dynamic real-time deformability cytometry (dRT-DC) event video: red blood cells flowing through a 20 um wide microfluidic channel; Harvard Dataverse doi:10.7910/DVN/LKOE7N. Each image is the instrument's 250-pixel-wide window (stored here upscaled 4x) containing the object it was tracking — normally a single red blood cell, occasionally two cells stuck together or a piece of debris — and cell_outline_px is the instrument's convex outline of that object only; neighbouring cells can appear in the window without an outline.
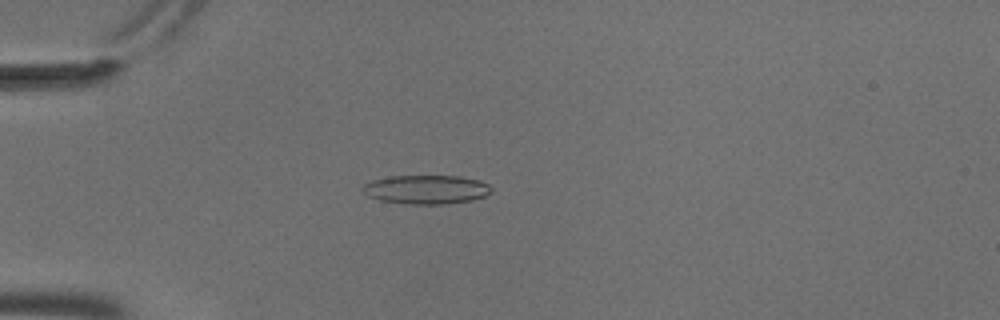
{"species": "common noctule bat (a hibernating species)", "species_latin": "Nyctalus noctula", "temperature_condition": "cold", "stored_images_in_passage": 55, "camera_frame_rate_fps": 3000, "um_per_image_px": 0.085, "animal": {"sex": "male", "body_mass_g": 18.8}, "frame": {"image": 1, "passage_image": 16, "time_ms": 5.0, "image_size_px": [1000, 320], "cell_outline_px": [[492, 192], [484, 196], [472, 200], [448, 204], [408, 204], [380, 200], [368, 196], [360, 188], [364, 184], [372, 180], [388, 176], [460, 176], [480, 180], [488, 184], [492, 188]], "centroid_in_image_um": [36.24, 16.1], "position_along_channel_um": 48.8, "area_um2": 21.85}}
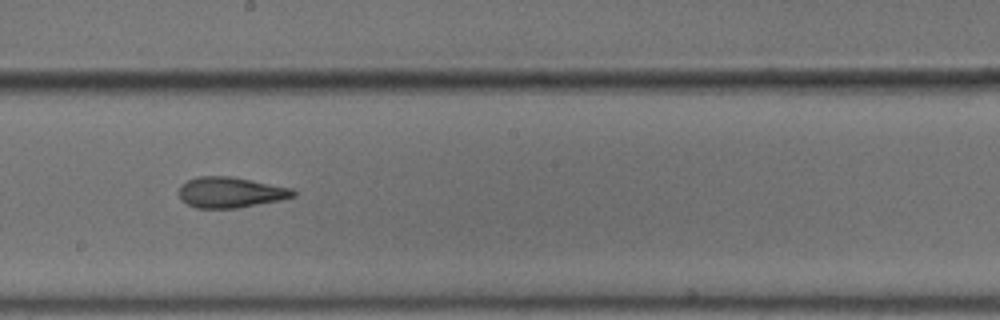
{"frame": {"image": 2, "passage_image": 32, "time_ms": 10.333, "image_size_px": [1000, 320], "cell_outline_px": [[296, 196], [280, 200], [236, 208], [196, 208], [180, 200], [180, 184], [196, 176], [228, 176], [292, 188], [296, 192]], "centroid_in_image_um": [19.57, 16.35], "position_along_channel_um": 228.6, "area_um2": 20.29}}
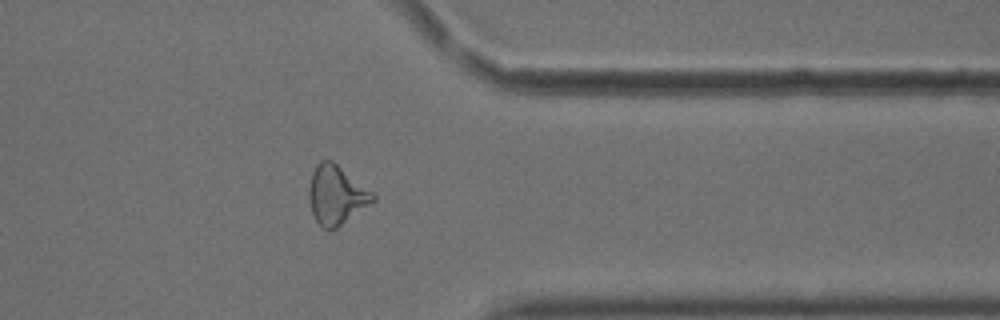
{"frame": {"image": 3, "passage_image": 45, "time_ms": 14.667, "image_size_px": [1000, 320], "cell_outline_px": [[376, 200], [336, 228], [328, 232], [320, 228], [312, 212], [308, 200], [308, 188], [312, 172], [316, 164], [320, 160], [332, 160], [372, 192], [376, 196]], "centroid_in_image_um": [28.55, 16.6], "position_along_channel_um": 382.9, "area_um2": 22.02}, "authors_computed_cell_mechanics": {"area_um2": 21.386, "velocity_mm_per_s": 3.7096, "shape_relaxation_time_tau1_ms": 9.7837, "shape_relaxation_time_tau2_ms": 2.2165, "deformation_change_tau1": 0.1974, "deformation_change_tau2": 0.1097}}